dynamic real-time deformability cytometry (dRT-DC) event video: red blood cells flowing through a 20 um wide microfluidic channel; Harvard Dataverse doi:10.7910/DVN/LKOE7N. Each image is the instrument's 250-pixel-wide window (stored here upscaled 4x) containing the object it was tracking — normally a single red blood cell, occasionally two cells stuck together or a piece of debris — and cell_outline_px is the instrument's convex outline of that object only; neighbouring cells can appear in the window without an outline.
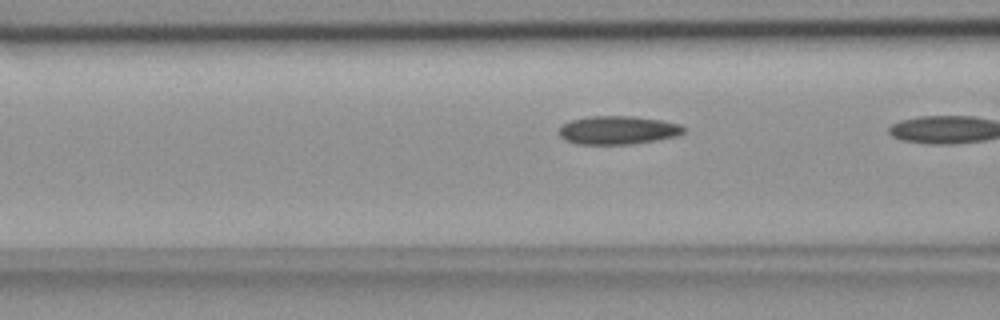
{"species": "common noctule bat (a hibernating species)", "species_latin": "Nyctalus noctula", "temperature_condition": "room temperature", "stored_images_in_passage": 4, "camera_frame_rate_fps": 3000, "um_per_image_px": 0.085, "animal": {"sex": "female", "body_mass_g": 18.4}, "frame": {"image": 1, "passage_image": 3, "time_ms": 0.667, "image_size_px": [1000, 320], "cell_outline_px": [[684, 132], [680, 136], [632, 144], [580, 144], [564, 140], [560, 136], [560, 128], [564, 124], [572, 120], [592, 116], [632, 116], [660, 120], [680, 124], [684, 128]], "centroid_in_image_um": [52.56, 11.07], "position_along_channel_um": 114.0, "area_um2": 20.52}}